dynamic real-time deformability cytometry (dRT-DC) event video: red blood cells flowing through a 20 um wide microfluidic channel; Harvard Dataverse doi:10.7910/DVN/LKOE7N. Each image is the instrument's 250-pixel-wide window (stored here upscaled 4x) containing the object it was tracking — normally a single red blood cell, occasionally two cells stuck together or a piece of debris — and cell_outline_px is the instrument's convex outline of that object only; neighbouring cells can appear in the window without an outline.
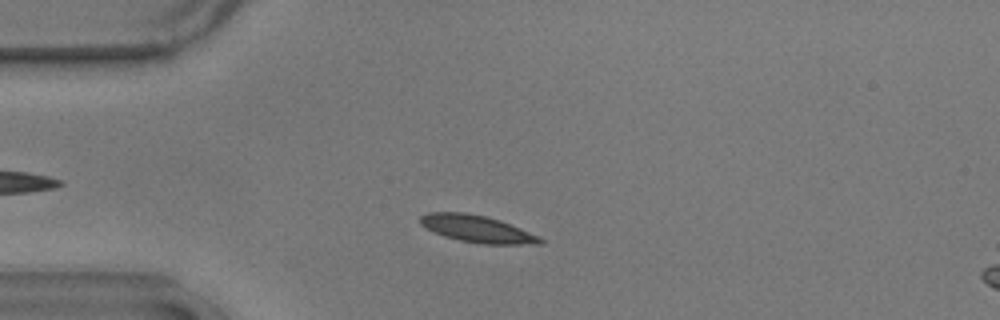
{"species": "common noctule bat (a hibernating species)", "species_latin": "Nyctalus noctula", "temperature_condition": "warm", "stored_images_in_passage": 50, "camera_frame_rate_fps": 3000, "um_per_image_px": 0.085, "animal": {"sex": "male", "body_mass_g": 17.9}, "frame": {"image": 1, "passage_image": 8, "time_ms": 2.333, "image_size_px": [1000, 320], "cell_outline_px": [[544, 244], [480, 244], [460, 240], [444, 236], [424, 228], [420, 224], [420, 216], [428, 212], [464, 212], [484, 216], [500, 220], [540, 236], [544, 240]], "centroid_in_image_um": [40.55, 19.46], "position_along_channel_um": 44.4, "area_um2": 18.96}}
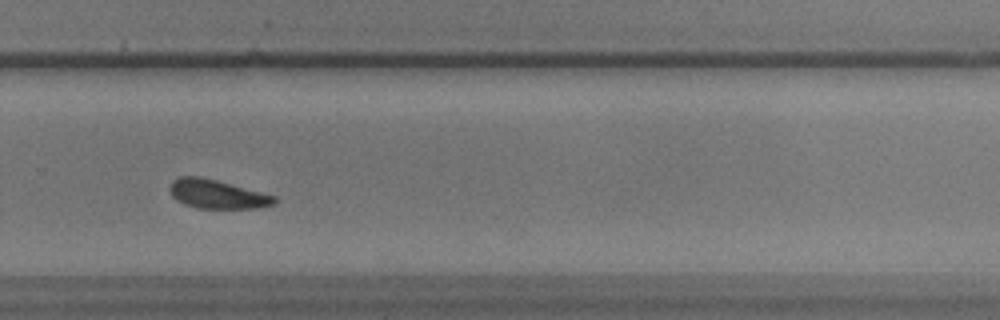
{"frame": {"image": 2, "passage_image": 32, "time_ms": 10.333, "image_size_px": [1000, 320], "cell_outline_px": [[280, 200], [276, 204], [256, 208], [196, 208], [184, 204], [176, 200], [172, 196], [168, 188], [172, 180], [180, 176], [200, 176], [216, 180], [276, 196]], "centroid_in_image_um": [18.45, 16.5], "position_along_channel_um": 311.4, "area_um2": 17.74}}
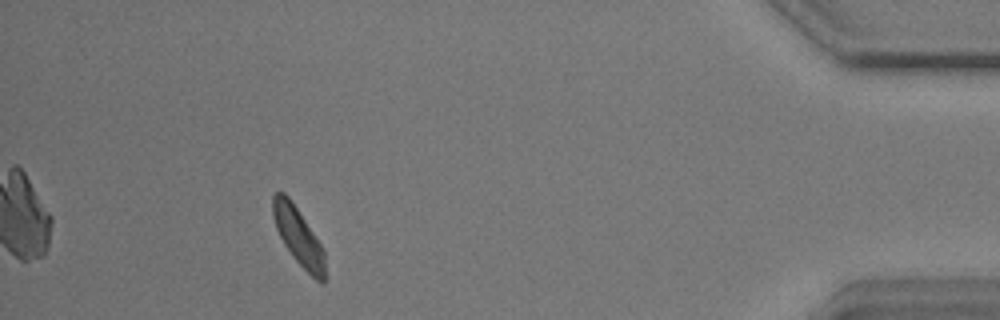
{"frame": {"image": 3, "passage_image": 45, "time_ms": 14.667, "image_size_px": [1000, 320], "cell_outline_px": [[324, 284], [320, 284], [292, 256], [284, 244], [276, 228], [272, 216], [272, 196], [276, 192], [284, 192], [288, 196], [324, 248]], "centroid_in_image_um": [25.35, 20.08], "position_along_channel_um": 409.9, "area_um2": 17.28}, "authors_computed_cell_mechanics": {"area_um2": 18.3226, "velocity_mm_per_s": 3.5774, "shape_relaxation_time_tau1_ms": 2.6323, "shape_relaxation_time_tau2_ms": 4.6699, "deformation_change_tau1": 0.0781, "deformation_change_tau2": 0.1032}}